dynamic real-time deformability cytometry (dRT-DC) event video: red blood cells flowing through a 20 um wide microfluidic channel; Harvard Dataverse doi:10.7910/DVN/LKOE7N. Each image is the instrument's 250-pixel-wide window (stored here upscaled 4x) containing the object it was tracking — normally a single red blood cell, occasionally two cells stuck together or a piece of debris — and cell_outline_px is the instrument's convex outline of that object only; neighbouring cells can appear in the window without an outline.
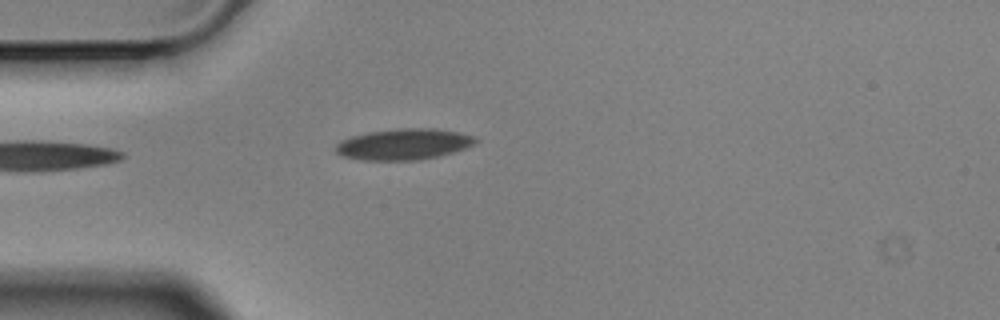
{"species": "Egyptian fruit bat (a non-hibernating species)", "species_latin": "Rousettus aegyptiacus", "temperature_condition": "cold", "stored_images_in_passage": 5, "camera_frame_rate_fps": 3000, "um_per_image_px": 0.085, "animal": {"sex": "male"}, "frame": {"image": 1, "passage_image": 5, "time_ms": 1.333, "image_size_px": [1000, 320], "cell_outline_px": [[476, 140], [472, 144], [464, 148], [452, 152], [420, 160], [360, 160], [340, 156], [336, 152], [336, 144], [340, 140], [352, 136], [368, 132], [396, 128], [436, 128], [460, 132], [476, 136]], "centroid_in_image_um": [34.27, 12.25], "position_along_channel_um": 50.7, "area_um2": 25.37}}